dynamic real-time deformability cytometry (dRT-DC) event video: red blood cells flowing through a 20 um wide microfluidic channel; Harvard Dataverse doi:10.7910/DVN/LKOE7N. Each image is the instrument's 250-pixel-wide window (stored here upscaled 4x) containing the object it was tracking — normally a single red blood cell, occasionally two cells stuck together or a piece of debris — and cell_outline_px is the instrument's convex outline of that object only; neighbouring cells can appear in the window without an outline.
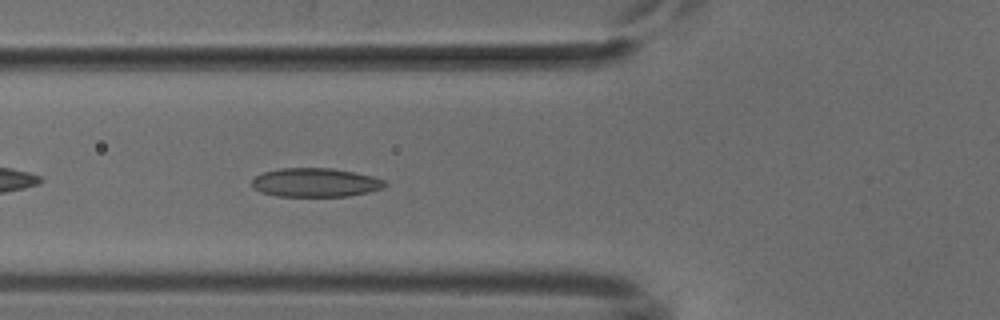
{"species": "common noctule bat (a hibernating species)", "species_latin": "Nyctalus noctula", "temperature_condition": "cold", "stored_images_in_passage": 39, "camera_frame_rate_fps": 3000, "um_per_image_px": 0.085, "animal": {"sex": "male", "body_mass_g": 18.8}, "frame": {"image": 1, "passage_image": 6, "time_ms": 1.667, "image_size_px": [1000, 320], "cell_outline_px": [[388, 184], [384, 188], [368, 192], [348, 196], [276, 196], [260, 192], [252, 188], [252, 180], [256, 176], [264, 172], [280, 168], [332, 168], [372, 176], [384, 180]], "centroid_in_image_um": [26.8, 15.52], "position_along_channel_um": 99.0, "area_um2": 22.37}}
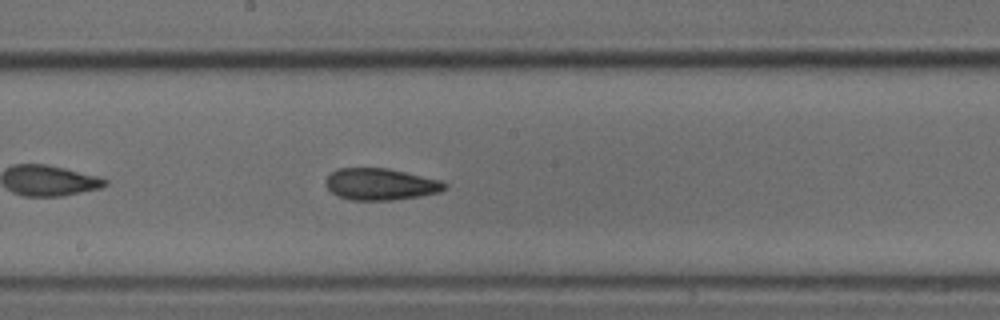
{"frame": {"image": 2, "passage_image": 15, "time_ms": 4.667, "image_size_px": [1000, 320], "cell_outline_px": [[448, 188], [440, 192], [420, 196], [392, 200], [352, 200], [336, 196], [324, 184], [324, 180], [332, 172], [340, 168], [388, 168], [440, 180], [448, 184]], "centroid_in_image_um": [32.35, 15.66], "position_along_channel_um": 215.9, "area_um2": 22.08}}
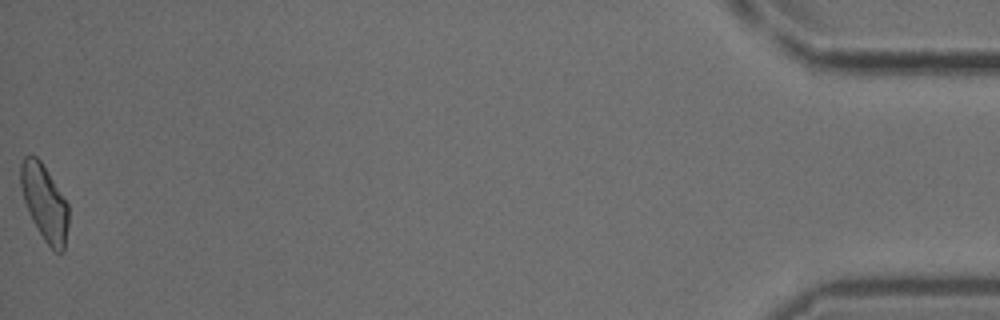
{"frame": {"image": 3, "passage_image": 39, "time_ms": 12.667, "image_size_px": [1000, 320], "cell_outline_px": [[68, 224], [64, 252], [56, 252], [44, 240], [32, 220], [28, 212], [24, 200], [20, 184], [20, 164], [24, 156], [36, 156], [40, 160], [68, 204]], "centroid_in_image_um": [3.77, 17.23], "position_along_channel_um": 431.4, "area_um2": 20.92}}